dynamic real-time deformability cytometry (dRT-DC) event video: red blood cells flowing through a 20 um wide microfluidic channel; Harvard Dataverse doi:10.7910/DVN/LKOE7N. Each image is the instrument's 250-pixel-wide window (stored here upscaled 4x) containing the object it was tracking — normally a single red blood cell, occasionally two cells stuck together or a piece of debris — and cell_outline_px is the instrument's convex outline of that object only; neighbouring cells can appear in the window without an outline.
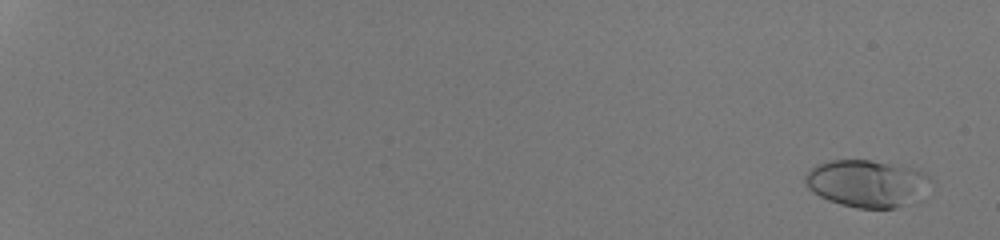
{"species": "human", "species_latin": "Homo sapiens", "temperature_condition": "room temperature", "stored_images_in_passage": 56, "camera_frame_rate_fps": 3000, "um_per_image_px": 0.085, "donor": {"sex": "male"}, "frame": {"image": 1, "passage_image": 4, "time_ms": 1.0, "image_size_px": [1000, 240], "cell_outline_px": [[932, 176], [908, 200], [896, 208], [856, 208], [840, 204], [828, 200], [820, 196], [808, 188], [804, 184], [804, 180], [808, 172], [816, 164], [832, 160], [872, 160], [900, 164], [920, 168]], "centroid_in_image_um": [73.58, 15.54], "position_along_channel_um": 11.4, "area_um2": 33.76}}
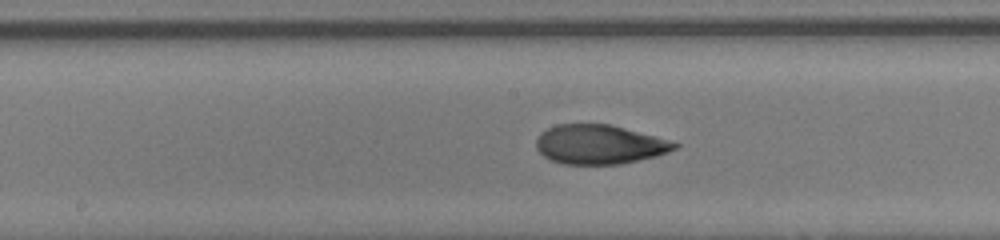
{"frame": {"image": 2, "passage_image": 35, "time_ms": 11.333, "image_size_px": [1000, 240], "cell_outline_px": [[680, 144], [676, 148], [668, 152], [656, 156], [620, 164], [564, 164], [552, 160], [544, 156], [536, 148], [536, 140], [540, 132], [556, 124], [612, 124], [656, 136]], "centroid_in_image_um": [50.94, 12.27], "position_along_channel_um": 197.3, "area_um2": 31.67}}
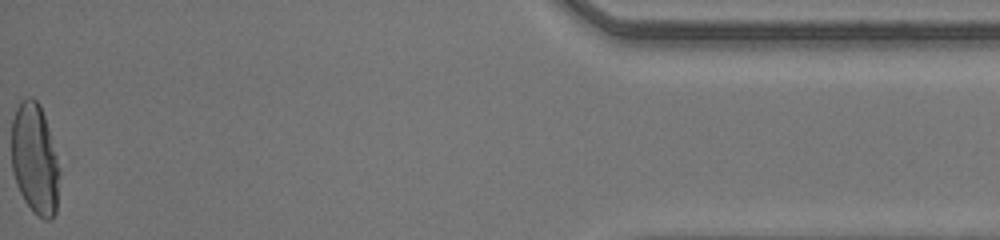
{"frame": {"image": 3, "passage_image": 56, "time_ms": 18.333, "image_size_px": [1000, 240], "cell_outline_px": [[60, 168], [56, 212], [52, 220], [44, 220], [24, 200], [16, 184], [12, 168], [12, 120], [16, 108], [20, 100], [28, 96], [32, 96], [40, 104], [48, 128]], "centroid_in_image_um": [2.96, 13.5], "position_along_channel_um": 432.2, "area_um2": 30.92}, "authors_computed_cell_mechanics": {"area_um2": 31.9634, "velocity_mm_per_s": 4.2565, "shape_relaxation_time_tau1_ms": 8.0171, "shape_relaxation_time_tau2_ms": 0.9848, "deformation_change_tau1": 0.2894, "deformation_change_tau2": 0.0652}}